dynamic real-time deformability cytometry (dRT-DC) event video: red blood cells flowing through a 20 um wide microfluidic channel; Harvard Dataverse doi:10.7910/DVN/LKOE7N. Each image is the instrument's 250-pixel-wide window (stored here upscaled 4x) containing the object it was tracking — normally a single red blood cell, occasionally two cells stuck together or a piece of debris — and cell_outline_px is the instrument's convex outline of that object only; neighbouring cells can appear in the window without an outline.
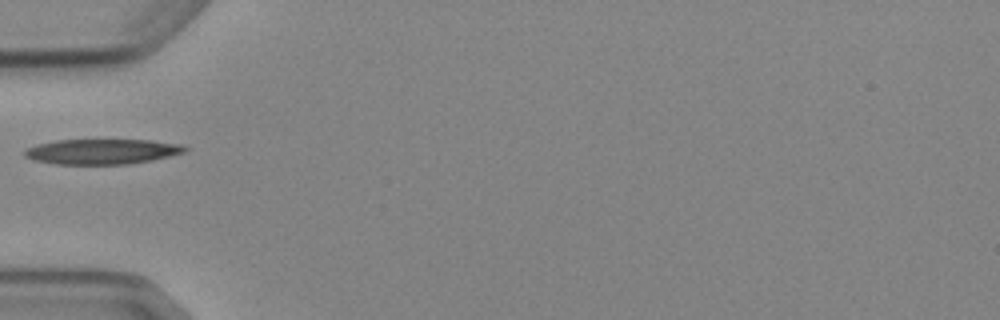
{"species": "Egyptian fruit bat (a non-hibernating species)", "species_latin": "Rousettus aegyptiacus", "temperature_condition": "cold", "stored_images_in_passage": 2, "camera_frame_rate_fps": 3000, "um_per_image_px": 0.085, "animal": {"sex": "female"}, "frame": {"image": 1, "passage_image": 1, "time_ms": 0.0, "image_size_px": [1000, 320], "cell_outline_px": [[188, 148], [184, 152], [152, 160], [128, 164], [56, 164], [32, 160], [24, 156], [24, 152], [28, 148], [36, 144], [56, 140], [152, 140], [180, 144]], "centroid_in_image_um": [8.64, 12.88], "position_along_channel_um": 76.4, "area_um2": 23.47}}
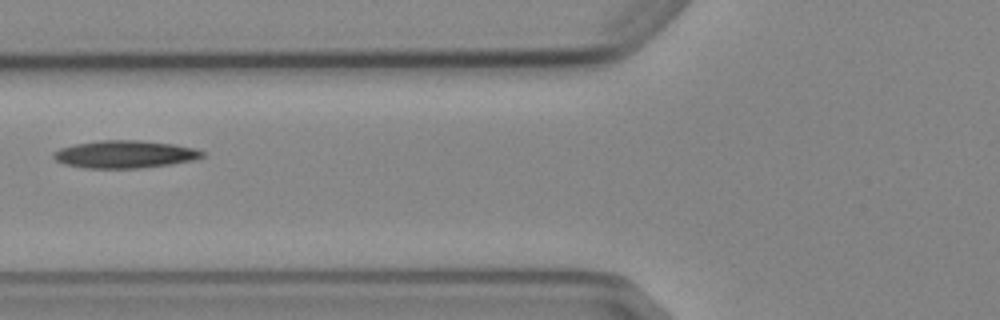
{"frame": {"image": 2, "passage_image": 2, "time_ms": 1.0, "image_size_px": [1000, 320], "cell_outline_px": [[204, 156], [196, 160], [172, 164], [140, 168], [84, 168], [64, 164], [56, 160], [52, 156], [60, 148], [72, 144], [100, 140], [140, 140], [172, 144], [196, 148], [204, 152]], "centroid_in_image_um": [10.63, 13.11], "position_along_channel_um": 115.2, "area_um2": 24.04}}